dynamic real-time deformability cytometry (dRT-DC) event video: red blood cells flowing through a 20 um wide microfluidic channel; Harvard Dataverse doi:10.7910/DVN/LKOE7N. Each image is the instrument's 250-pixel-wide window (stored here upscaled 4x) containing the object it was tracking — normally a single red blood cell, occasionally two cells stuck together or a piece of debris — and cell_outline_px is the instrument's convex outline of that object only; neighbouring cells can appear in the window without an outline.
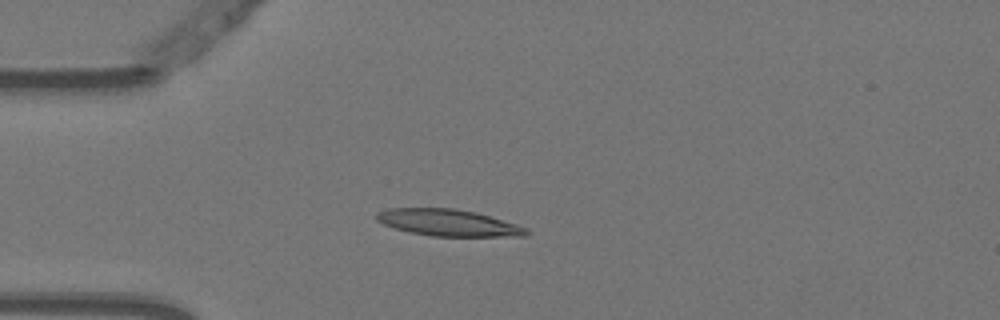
{"species": "Egyptian fruit bat (a non-hibernating species)", "species_latin": "Rousettus aegyptiacus", "temperature_condition": "warm", "stored_images_in_passage": 4, "camera_frame_rate_fps": 3000, "um_per_image_px": 0.085, "animal": {"sex": "female"}, "frame": {"image": 1, "passage_image": 3, "time_ms": 0.667, "image_size_px": [1000, 320], "cell_outline_px": [[532, 232], [528, 236], [432, 236], [408, 232], [384, 224], [376, 220], [376, 212], [388, 208], [456, 208], [476, 212], [516, 224], [528, 228]], "centroid_in_image_um": [38.13, 18.93], "position_along_channel_um": 46.9, "area_um2": 23.41}}